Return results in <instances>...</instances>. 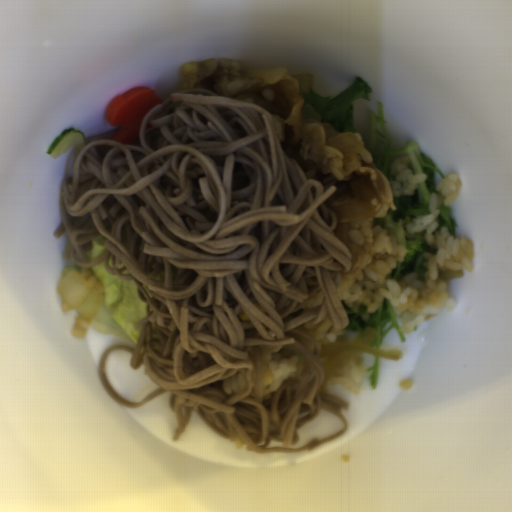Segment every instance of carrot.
<instances>
[{
	"label": "carrot",
	"mask_w": 512,
	"mask_h": 512,
	"mask_svg": "<svg viewBox=\"0 0 512 512\" xmlns=\"http://www.w3.org/2000/svg\"><path fill=\"white\" fill-rule=\"evenodd\" d=\"M165 100L157 96L155 89L139 85L112 98L106 107L105 120L111 126H120L113 139L126 145H134L142 121L150 109Z\"/></svg>",
	"instance_id": "1"
}]
</instances>
